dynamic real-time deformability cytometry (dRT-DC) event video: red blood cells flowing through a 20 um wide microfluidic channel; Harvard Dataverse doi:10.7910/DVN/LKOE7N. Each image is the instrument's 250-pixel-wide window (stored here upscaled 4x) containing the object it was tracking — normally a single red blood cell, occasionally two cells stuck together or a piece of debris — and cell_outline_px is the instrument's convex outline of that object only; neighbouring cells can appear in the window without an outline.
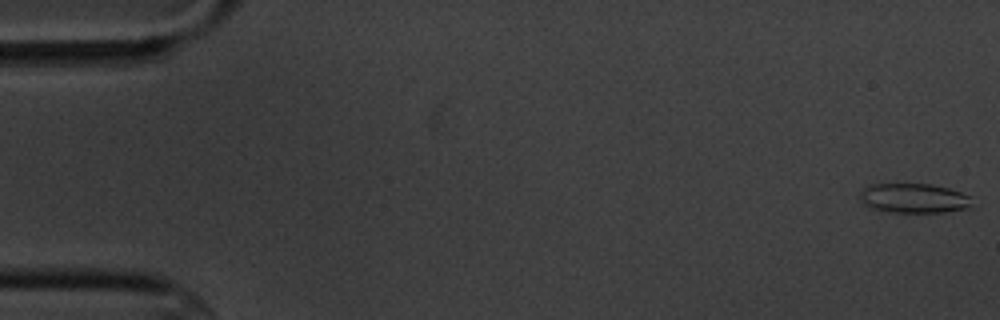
{"species": "common noctule bat (a hibernating species)", "species_latin": "Nyctalus noctula", "temperature_condition": "cold", "stored_images_in_passage": 6, "camera_frame_rate_fps": 3000, "um_per_image_px": 0.085, "animal": {"sex": "male", "body_mass_g": 20.1, "forearm_length_mm": 53.5}, "frame": {"image": 1, "passage_image": 1, "time_ms": 0.0, "image_size_px": [1000, 320], "cell_outline_px": [[972, 196], [968, 208], [944, 212], [892, 212], [872, 208], [860, 200], [860, 192], [868, 184], [932, 184], [948, 188]], "centroid_in_image_um": [77.67, 16.84], "position_along_channel_um": 7.3, "area_um2": 19.19}}
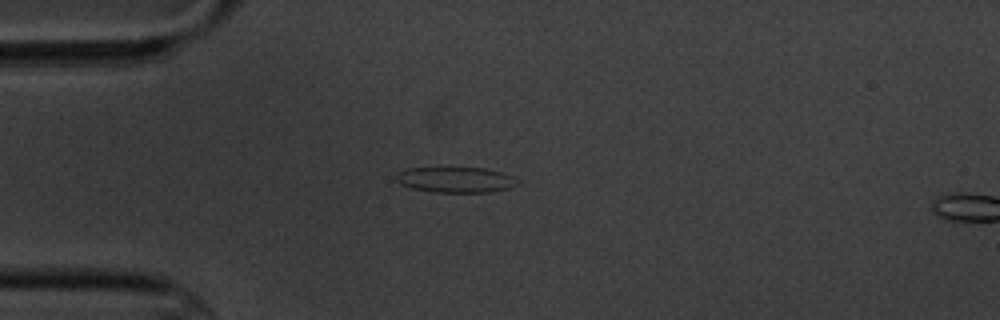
{"frame": {"image": 2, "passage_image": 5, "time_ms": 4.667, "image_size_px": [1000, 320], "cell_outline_px": [[512, 184], [508, 188], [492, 192], [432, 192], [412, 188], [400, 184], [396, 180], [396, 172], [408, 168], [484, 168], [500, 172], [512, 176]], "centroid_in_image_um": [38.61, 15.28], "position_along_channel_um": 46.4, "area_um2": 17.69}}